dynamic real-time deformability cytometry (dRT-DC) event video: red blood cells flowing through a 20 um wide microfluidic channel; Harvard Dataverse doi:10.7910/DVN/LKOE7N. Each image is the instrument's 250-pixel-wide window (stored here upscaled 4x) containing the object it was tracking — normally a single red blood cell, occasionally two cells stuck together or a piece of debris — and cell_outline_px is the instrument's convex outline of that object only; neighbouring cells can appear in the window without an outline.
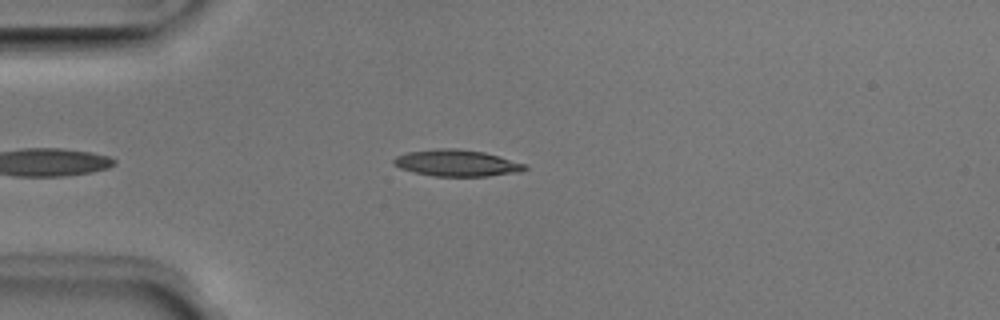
{"species": "Egyptian fruit bat (a non-hibernating species)", "species_latin": "Rousettus aegyptiacus", "temperature_condition": "room temperature", "stored_images_in_passage": 32, "camera_frame_rate_fps": 3000, "um_per_image_px": 0.085, "animal": {"sex": "male"}, "frame": {"image": 1, "passage_image": 6, "time_ms": 1.667, "image_size_px": [1000, 320], "cell_outline_px": [[528, 168], [520, 172], [488, 176], [432, 176], [400, 168], [392, 164], [392, 160], [396, 156], [408, 152], [436, 148], [460, 148], [484, 152], [528, 164]], "centroid_in_image_um": [38.85, 13.85], "position_along_channel_um": 46.2, "area_um2": 20.46}}
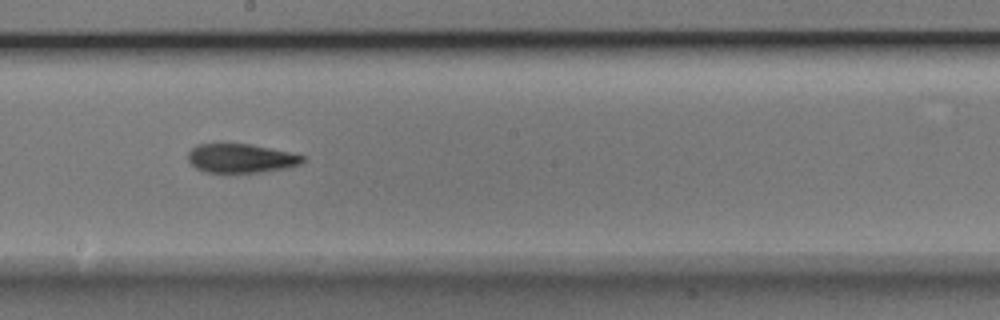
{"frame": {"image": 2, "passage_image": 21, "time_ms": 6.667, "image_size_px": [1000, 320], "cell_outline_px": [[308, 156], [300, 164], [288, 168], [264, 172], [204, 172], [196, 168], [188, 160], [188, 152], [196, 144], [252, 144]], "centroid_in_image_um": [20.51, 13.45], "position_along_channel_um": 227.7, "area_um2": 19.48}}
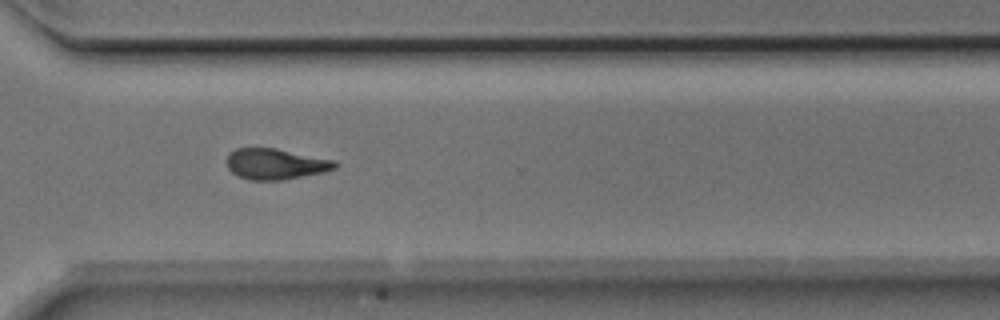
{"frame": {"image": 3, "passage_image": 30, "time_ms": 9.667, "image_size_px": [1000, 320], "cell_outline_px": [[336, 168], [324, 172], [280, 180], [248, 180], [232, 172], [228, 168], [228, 156], [236, 148], [276, 148], [336, 160]], "centroid_in_image_um": [23.45, 13.93], "position_along_channel_um": 347.1, "area_um2": 19.25}, "authors_computed_cell_mechanics": {"area_um2": 19.7098, "velocity_mm_per_s": 3.9979, "shape_relaxation_time_tau1_ms": 6.0047, "shape_relaxation_time_tau2_ms": 3.3808, "deformation_change_tau1": 0.2016, "deformation_change_tau2": 0.1234}}